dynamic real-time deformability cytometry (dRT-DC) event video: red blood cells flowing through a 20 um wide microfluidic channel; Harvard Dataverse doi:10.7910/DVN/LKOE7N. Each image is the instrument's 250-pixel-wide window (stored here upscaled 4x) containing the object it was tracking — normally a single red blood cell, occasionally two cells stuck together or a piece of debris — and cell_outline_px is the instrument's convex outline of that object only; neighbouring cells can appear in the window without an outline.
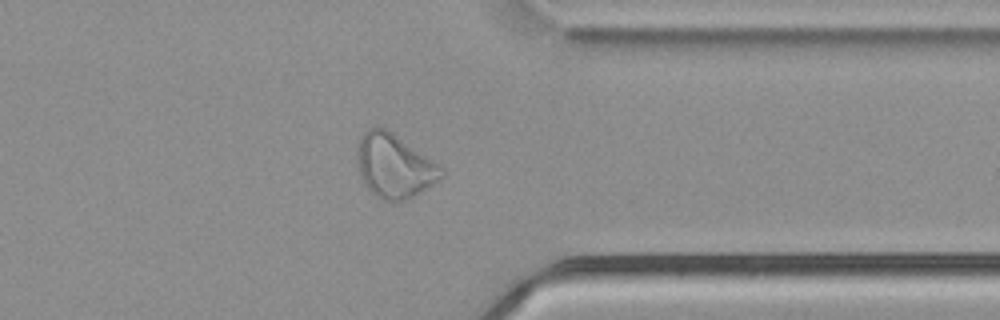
{"species": "common noctule bat (a hibernating species)", "species_latin": "Nyctalus noctula", "temperature_condition": "cold", "stored_images_in_passage": 43, "camera_frame_rate_fps": 3000, "um_per_image_px": 0.085, "animal": {"sex": "male", "body_mass_g": 21.5, "forearm_length_mm": 52.0}, "frame": {"image": 1, "passage_image": 31, "time_ms": 10.0, "image_size_px": [1000, 320], "cell_outline_px": [[444, 176], [420, 192], [404, 200], [392, 204], [380, 200], [364, 184], [360, 176], [356, 156], [356, 148], [364, 132], [368, 128], [384, 128], [392, 132], [436, 164], [444, 172]], "centroid_in_image_um": [33.45, 14.15], "position_along_channel_um": 377.9, "area_um2": 30.87}}